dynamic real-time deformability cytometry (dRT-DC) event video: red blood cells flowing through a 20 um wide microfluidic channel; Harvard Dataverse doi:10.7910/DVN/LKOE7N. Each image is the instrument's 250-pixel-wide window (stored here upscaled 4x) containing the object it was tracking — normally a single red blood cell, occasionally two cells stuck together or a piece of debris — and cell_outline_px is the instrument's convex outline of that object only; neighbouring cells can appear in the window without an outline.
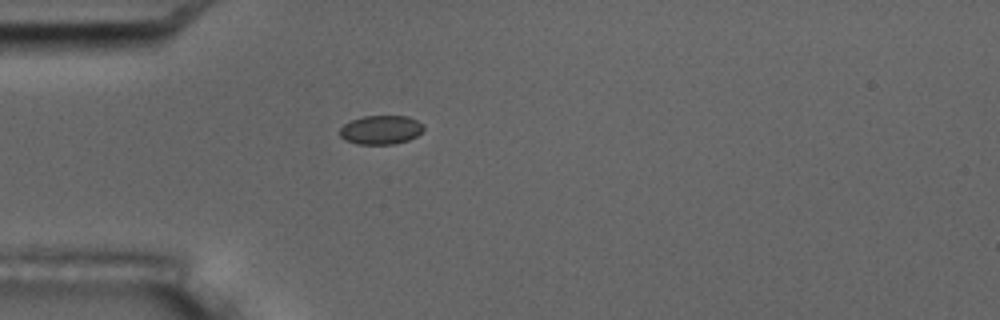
{"species": "common noctule bat (a hibernating species)", "species_latin": "Nyctalus noctula", "temperature_condition": "room temperature", "stored_images_in_passage": 1, "camera_frame_rate_fps": 3000, "um_per_image_px": 0.085, "animal": {"sex": "male", "body_mass_g": 17.5, "forearm_length_mm": 52.3}, "frame": {"image": 1, "passage_image": 1, "time_ms": 0.0, "image_size_px": [1000, 320], "cell_outline_px": [[424, 128], [416, 136], [408, 140], [392, 144], [356, 144], [344, 140], [340, 136], [340, 128], [344, 124], [352, 120], [364, 116], [408, 116], [424, 124]], "centroid_in_image_um": [32.36, 11.04], "position_along_channel_um": 52.6, "area_um2": 14.1}}